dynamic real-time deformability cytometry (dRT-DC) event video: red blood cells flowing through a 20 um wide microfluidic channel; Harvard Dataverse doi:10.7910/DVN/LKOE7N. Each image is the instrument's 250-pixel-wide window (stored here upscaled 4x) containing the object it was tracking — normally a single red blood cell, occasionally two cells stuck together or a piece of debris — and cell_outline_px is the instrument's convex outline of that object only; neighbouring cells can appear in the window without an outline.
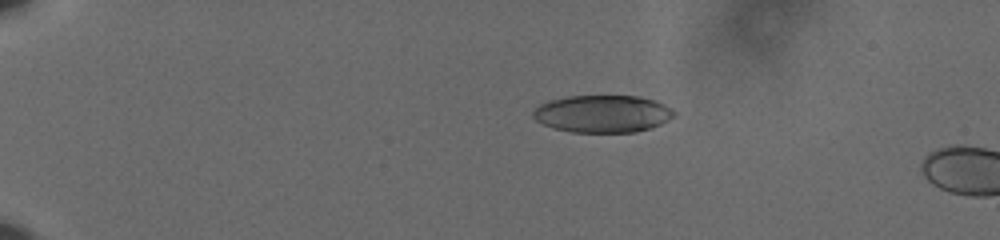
{"species": "human", "species_latin": "Homo sapiens", "temperature_condition": "cold", "stored_images_in_passage": 20, "camera_frame_rate_fps": 3000, "um_per_image_px": 0.085, "donor": {"sex": "male"}, "frame": {"image": 1, "passage_image": 15, "time_ms": 4.667, "image_size_px": [1000, 240], "cell_outline_px": [[676, 116], [660, 124], [636, 132], [572, 132], [552, 128], [536, 120], [532, 116], [532, 112], [540, 104], [548, 100], [568, 96], [640, 96], [656, 100], [672, 108], [676, 112]], "centroid_in_image_um": [51.23, 9.66], "position_along_channel_um": 33.8, "area_um2": 30.87}}